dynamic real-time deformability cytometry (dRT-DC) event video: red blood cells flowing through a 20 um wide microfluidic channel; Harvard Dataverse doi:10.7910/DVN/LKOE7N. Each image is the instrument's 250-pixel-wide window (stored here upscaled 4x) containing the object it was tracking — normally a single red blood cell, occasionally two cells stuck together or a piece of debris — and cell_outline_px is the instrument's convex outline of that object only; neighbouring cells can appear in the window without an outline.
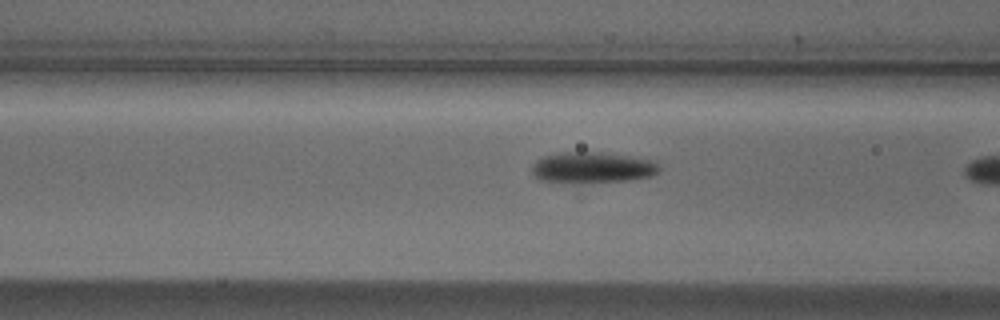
{"species": "Egyptian fruit bat (a non-hibernating species)", "species_latin": "Rousettus aegyptiacus", "temperature_condition": "cold", "stored_images_in_passage": 21, "camera_frame_rate_fps": 3000, "um_per_image_px": 0.085, "animal": {"sex": "male"}, "frame": {"image": 1, "passage_image": 20, "time_ms": 6.333, "image_size_px": [1000, 320], "cell_outline_px": [[660, 168], [652, 176], [624, 180], [540, 180], [532, 172], [532, 168], [536, 160], [544, 156], [556, 152], [604, 152], [656, 160]], "centroid_in_image_um": [50.39, 14.17], "position_along_channel_um": 116.2, "area_um2": 22.08}}